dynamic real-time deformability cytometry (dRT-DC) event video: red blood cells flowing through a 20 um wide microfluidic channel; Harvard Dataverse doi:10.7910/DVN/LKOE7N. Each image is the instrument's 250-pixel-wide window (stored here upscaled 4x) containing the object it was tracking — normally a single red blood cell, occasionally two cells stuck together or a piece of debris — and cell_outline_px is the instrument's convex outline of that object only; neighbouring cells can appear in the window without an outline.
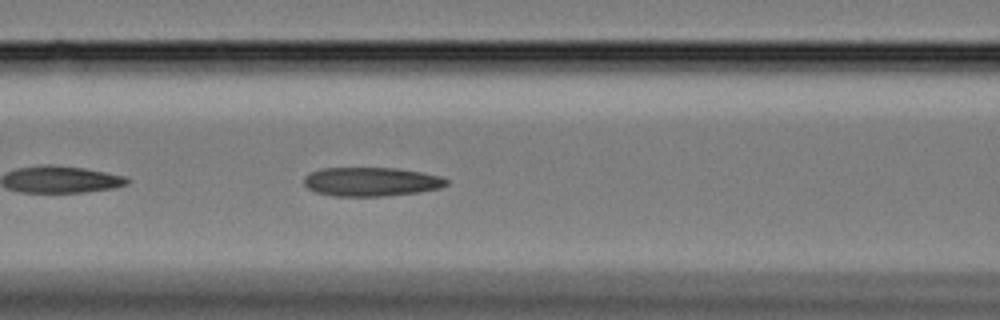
{"species": "Egyptian fruit bat (a non-hibernating species)", "species_latin": "Rousettus aegyptiacus", "temperature_condition": "cold", "stored_images_in_passage": 25, "camera_frame_rate_fps": 3000, "um_per_image_px": 0.085, "animal": {"sex": "female"}, "frame": {"image": 1, "passage_image": 8, "time_ms": 2.333, "image_size_px": [1000, 320], "cell_outline_px": [[448, 184], [440, 188], [420, 192], [384, 196], [332, 196], [316, 192], [308, 188], [304, 184], [304, 176], [308, 172], [320, 168], [396, 168], [420, 172], [440, 176], [448, 180]], "centroid_in_image_um": [31.52, 15.44], "position_along_channel_um": 135.1, "area_um2": 24.16}}